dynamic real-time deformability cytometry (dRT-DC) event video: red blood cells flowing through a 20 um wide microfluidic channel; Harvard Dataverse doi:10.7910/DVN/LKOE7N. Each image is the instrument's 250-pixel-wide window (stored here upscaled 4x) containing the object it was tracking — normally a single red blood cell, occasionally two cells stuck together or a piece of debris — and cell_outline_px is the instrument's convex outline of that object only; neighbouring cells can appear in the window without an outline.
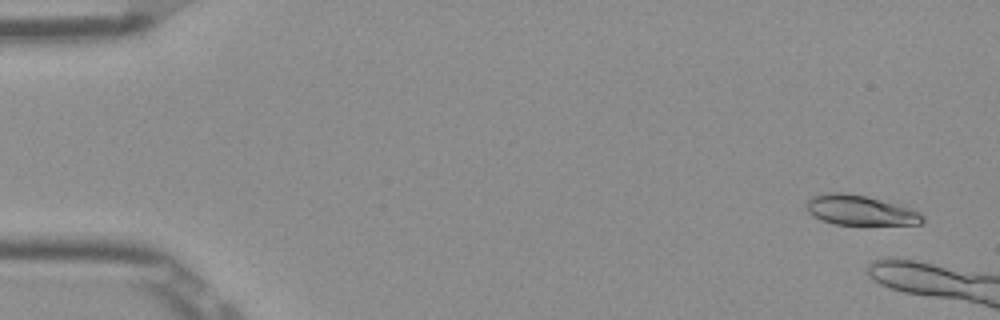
{"species": "Egyptian fruit bat (a non-hibernating species)", "species_latin": "Rousettus aegyptiacus", "temperature_condition": "room temperature", "stored_images_in_passage": 6, "camera_frame_rate_fps": 3000, "um_per_image_px": 0.085, "frame": {"image": 1, "passage_image": 1, "time_ms": 0.0, "image_size_px": [1000, 320], "cell_outline_px": [[924, 220], [920, 224], [836, 224], [820, 220], [812, 216], [808, 212], [804, 204], [812, 196], [824, 192], [844, 192], [864, 196], [880, 200], [908, 208], [920, 212], [924, 216]], "centroid_in_image_um": [73.03, 17.86], "position_along_channel_um": 12.0, "area_um2": 20.11}}